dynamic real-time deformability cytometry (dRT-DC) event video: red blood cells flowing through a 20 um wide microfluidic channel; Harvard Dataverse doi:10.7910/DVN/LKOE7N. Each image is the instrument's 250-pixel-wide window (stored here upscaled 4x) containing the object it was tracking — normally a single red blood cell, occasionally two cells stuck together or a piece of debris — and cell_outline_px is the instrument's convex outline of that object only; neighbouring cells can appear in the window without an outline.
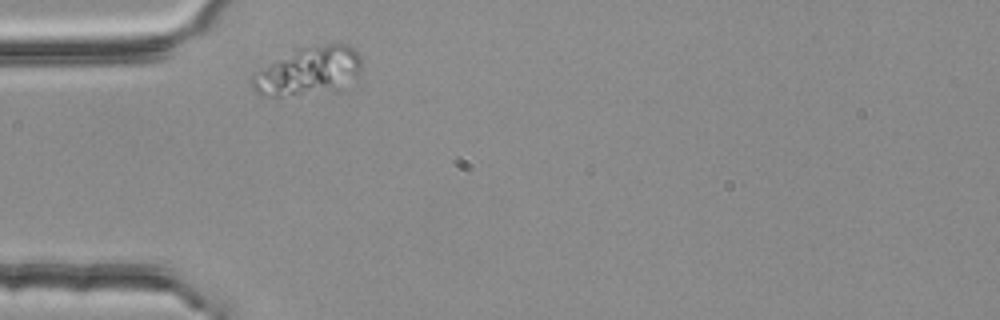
{"species": "common noctule bat (a hibernating species)", "species_latin": "Nyctalus noctula", "temperature_condition": "room temperature", "stored_images_in_passage": 1, "camera_frame_rate_fps": 3000, "um_per_image_px": 0.085, "animal": {"sex": "female", "body_mass_g": 25.1}, "frame": {"image": 1, "passage_image": 1, "time_ms": 0.0, "image_size_px": [1000, 320], "cell_outline_px": [[360, 76], [340, 92], [300, 96], [260, 96], [252, 88], [248, 80], [252, 72], [300, 48], [340, 40], [356, 48], [360, 56]], "centroid_in_image_um": [26.27, 6.07], "position_along_channel_um": 58.7, "area_um2": 32.48}}